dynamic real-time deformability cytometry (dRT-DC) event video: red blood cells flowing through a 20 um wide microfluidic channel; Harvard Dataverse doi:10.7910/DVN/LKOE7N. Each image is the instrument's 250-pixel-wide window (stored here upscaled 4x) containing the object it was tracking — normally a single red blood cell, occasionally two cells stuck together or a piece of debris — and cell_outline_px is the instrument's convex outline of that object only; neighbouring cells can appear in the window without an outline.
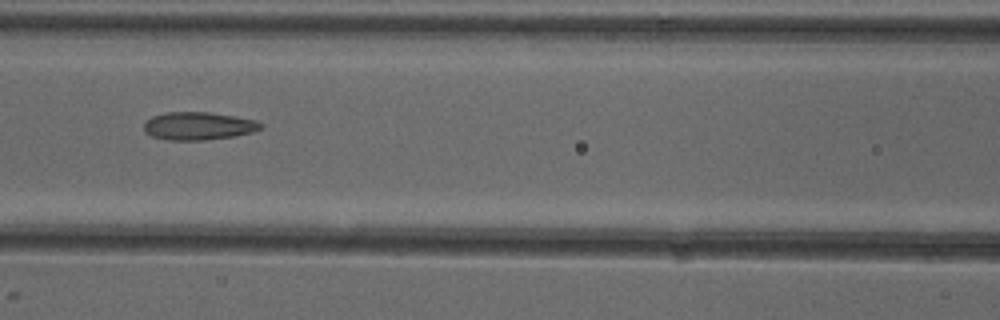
{"species": "common noctule bat (a hibernating species)", "species_latin": "Nyctalus noctula", "temperature_condition": "cold", "stored_images_in_passage": 6, "camera_frame_rate_fps": 3000, "um_per_image_px": 0.085, "animal": {"sex": "female"}, "frame": {"image": 1, "passage_image": 6, "time_ms": 6.667, "image_size_px": [1000, 320], "cell_outline_px": [[264, 128], [252, 132], [236, 136], [204, 140], [168, 140], [152, 136], [144, 132], [144, 120], [152, 116], [164, 112], [208, 112], [236, 116], [256, 120], [264, 124]], "centroid_in_image_um": [16.87, 10.7], "position_along_channel_um": 149.7, "area_um2": 19.31}}